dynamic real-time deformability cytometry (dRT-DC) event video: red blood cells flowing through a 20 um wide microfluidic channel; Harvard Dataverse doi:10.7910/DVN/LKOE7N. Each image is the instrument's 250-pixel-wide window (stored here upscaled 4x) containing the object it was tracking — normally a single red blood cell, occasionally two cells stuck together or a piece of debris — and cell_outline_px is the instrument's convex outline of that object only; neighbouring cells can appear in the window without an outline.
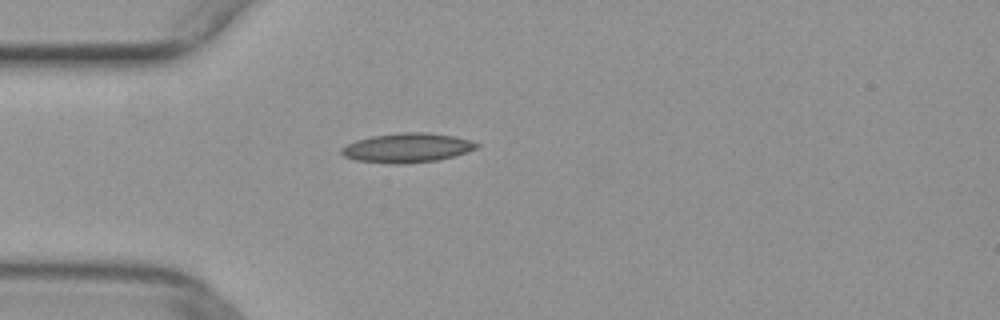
{"species": "common noctule bat (a hibernating species)", "species_latin": "Nyctalus noctula", "temperature_condition": "warm", "stored_images_in_passage": 9, "camera_frame_rate_fps": 3000, "um_per_image_px": 0.085, "animal": {"sex": "female", "body_mass_g": 29.2, "forearm_length_mm": 56.3}, "frame": {"image": 1, "passage_image": 1, "time_ms": 0.0, "image_size_px": [1000, 320], "cell_outline_px": [[480, 144], [476, 148], [468, 152], [436, 160], [404, 164], [392, 164], [356, 160], [344, 156], [340, 152], [340, 148], [356, 140], [372, 136], [400, 132], [428, 132], [452, 136], [472, 140]], "centroid_in_image_um": [34.6, 12.56], "position_along_channel_um": 50.4, "area_um2": 23.12}}
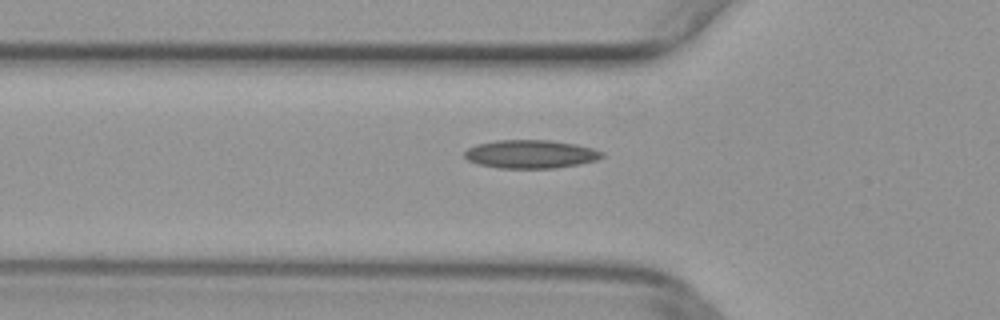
{"frame": {"image": 2, "passage_image": 4, "time_ms": 1.0, "image_size_px": [1000, 320], "cell_outline_px": [[604, 156], [596, 160], [580, 164], [556, 168], [500, 168], [480, 164], [468, 160], [464, 156], [464, 152], [468, 148], [476, 144], [496, 140], [548, 140], [576, 144], [592, 148], [604, 152]], "centroid_in_image_um": [45.12, 13.1], "position_along_channel_um": 80.7, "area_um2": 22.72}}
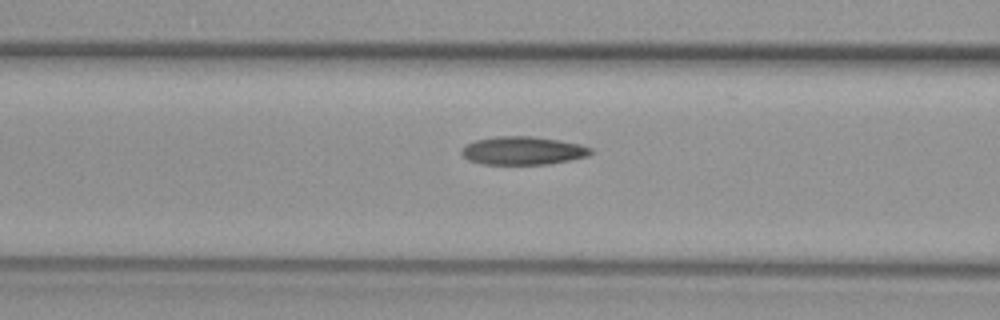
{"frame": {"image": 3, "passage_image": 7, "time_ms": 2.0, "image_size_px": [1000, 320], "cell_outline_px": [[592, 152], [588, 156], [548, 164], [484, 164], [468, 160], [460, 152], [468, 144], [476, 140], [496, 136], [532, 136], [560, 140], [580, 144], [592, 148]], "centroid_in_image_um": [44.47, 12.8], "position_along_channel_um": 122.1, "area_um2": 21.1}}